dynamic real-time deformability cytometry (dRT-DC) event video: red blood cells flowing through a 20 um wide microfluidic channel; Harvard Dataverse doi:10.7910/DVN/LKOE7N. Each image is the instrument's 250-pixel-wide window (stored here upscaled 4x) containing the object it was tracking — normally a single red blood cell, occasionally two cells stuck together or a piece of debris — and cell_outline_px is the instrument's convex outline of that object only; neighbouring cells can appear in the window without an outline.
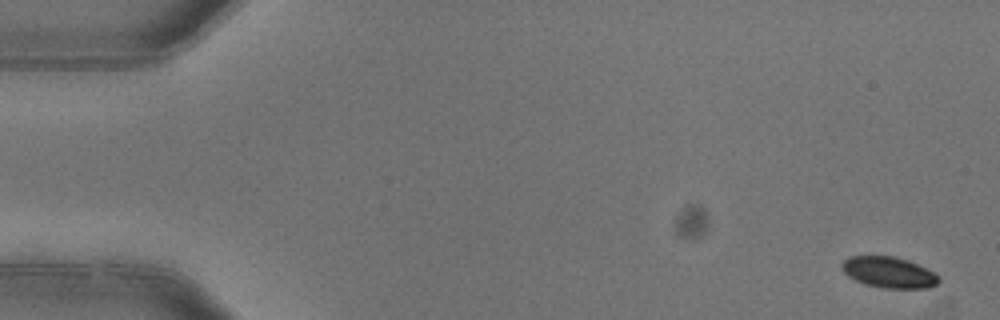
{"species": "common noctule bat (a hibernating species)", "species_latin": "Nyctalus noctula", "temperature_condition": "warm", "stored_images_in_passage": 5, "camera_frame_rate_fps": 3000, "um_per_image_px": 0.085, "animal": {"sex": "female"}, "frame": {"image": 1, "passage_image": 1, "time_ms": 0.0, "image_size_px": [1000, 320], "cell_outline_px": [[940, 280], [936, 284], [928, 288], [880, 288], [864, 284], [848, 276], [840, 268], [840, 264], [848, 256], [892, 256], [908, 260], [936, 272], [940, 276]], "centroid_in_image_um": [75.55, 23.15], "position_along_channel_um": 9.4, "area_um2": 17.74}}
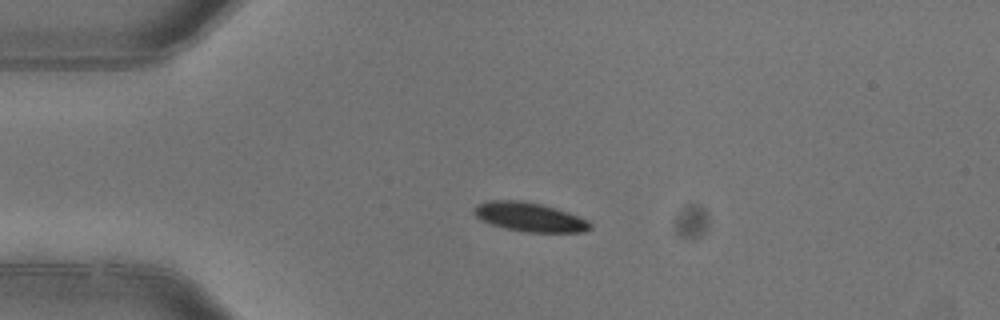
{"frame": {"image": 2, "passage_image": 4, "time_ms": 1.0, "image_size_px": [1000, 320], "cell_outline_px": [[592, 228], [584, 232], [528, 232], [508, 228], [492, 224], [476, 216], [472, 212], [476, 204], [488, 200], [520, 200], [540, 204], [556, 208], [588, 220], [592, 224]], "centroid_in_image_um": [45.03, 18.44], "position_along_channel_um": 40.0, "area_um2": 19.48}}